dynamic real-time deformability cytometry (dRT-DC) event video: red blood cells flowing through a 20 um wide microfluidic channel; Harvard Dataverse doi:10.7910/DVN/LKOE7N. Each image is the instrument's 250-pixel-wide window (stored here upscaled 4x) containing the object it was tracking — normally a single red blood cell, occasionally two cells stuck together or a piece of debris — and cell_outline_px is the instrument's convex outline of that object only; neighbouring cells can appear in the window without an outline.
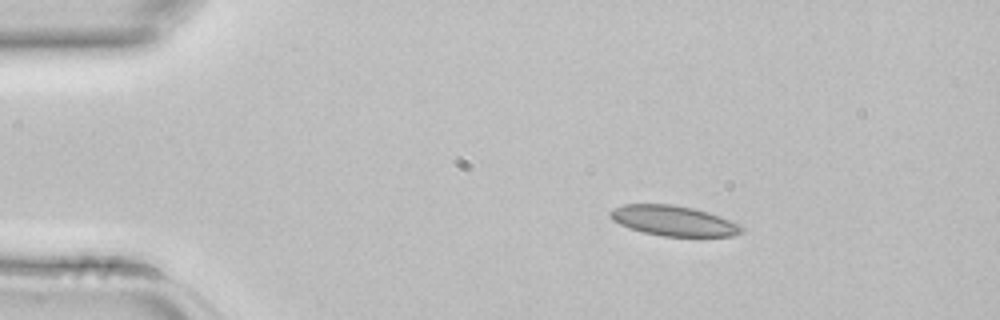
{"species": "common noctule bat (a hibernating species)", "species_latin": "Nyctalus noctula", "temperature_condition": "room temperature", "stored_images_in_passage": 2, "camera_frame_rate_fps": 3000, "um_per_image_px": 0.085, "animal": {"sex": "female", "body_mass_g": 22.7, "forearm_length_mm": 54.2}, "frame": {"image": 1, "passage_image": 1, "time_ms": 0.0, "image_size_px": [1000, 320], "cell_outline_px": [[744, 232], [732, 236], [664, 236], [644, 232], [628, 228], [612, 220], [608, 216], [608, 212], [612, 208], [624, 204], [672, 204], [692, 208], [708, 212], [720, 216], [740, 224], [744, 228]], "centroid_in_image_um": [57.23, 18.76], "position_along_channel_um": 27.8, "area_um2": 23.24}}